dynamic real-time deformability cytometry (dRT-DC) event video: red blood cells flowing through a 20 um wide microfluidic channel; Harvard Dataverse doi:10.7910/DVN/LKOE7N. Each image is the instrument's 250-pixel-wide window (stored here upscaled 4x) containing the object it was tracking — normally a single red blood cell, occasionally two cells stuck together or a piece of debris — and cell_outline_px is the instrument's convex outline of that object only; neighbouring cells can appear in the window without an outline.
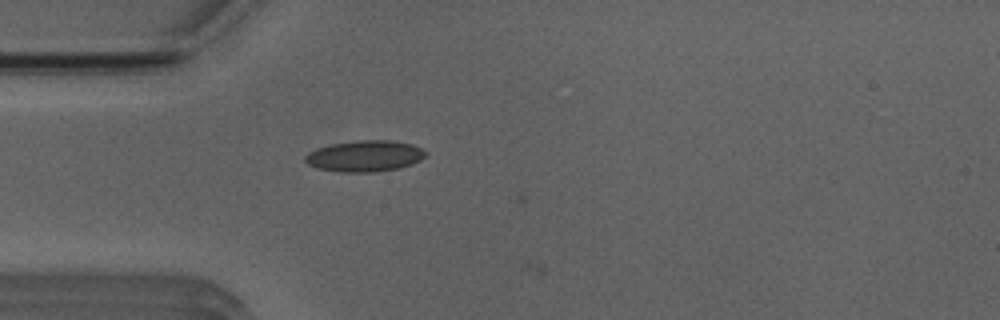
{"species": "Egyptian fruit bat (a non-hibernating species)", "species_latin": "Rousettus aegyptiacus", "temperature_condition": "room temperature", "stored_images_in_passage": 2, "camera_frame_rate_fps": 3000, "um_per_image_px": 0.085, "animal": {"sex": "male"}, "frame": {"image": 1, "passage_image": 1, "time_ms": 0.0, "image_size_px": [1000, 320], "cell_outline_px": [[428, 152], [420, 160], [412, 164], [400, 168], [372, 172], [340, 172], [320, 168], [308, 164], [304, 160], [304, 156], [308, 152], [316, 148], [332, 144], [360, 140], [392, 140], [412, 144]], "centroid_in_image_um": [31.01, 13.26], "position_along_channel_um": 54.0, "area_um2": 21.85}}